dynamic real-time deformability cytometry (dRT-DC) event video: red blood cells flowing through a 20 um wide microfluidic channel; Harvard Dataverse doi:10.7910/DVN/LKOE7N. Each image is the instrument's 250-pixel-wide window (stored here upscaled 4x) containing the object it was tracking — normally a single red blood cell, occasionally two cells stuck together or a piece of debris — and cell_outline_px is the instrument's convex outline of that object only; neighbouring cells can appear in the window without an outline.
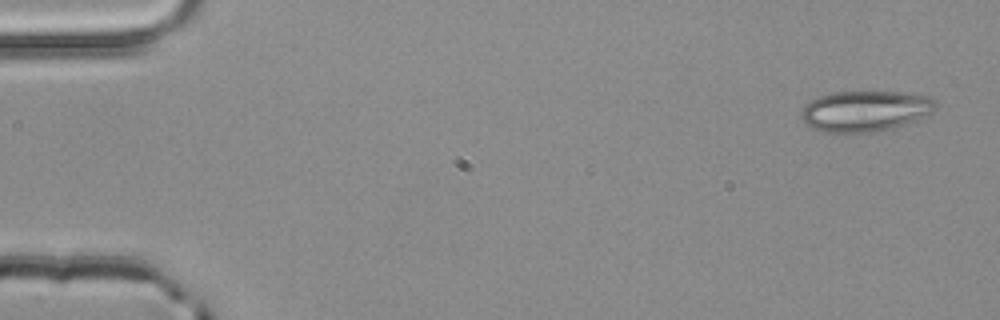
{"species": "common noctule bat (a hibernating species)", "species_latin": "Nyctalus noctula", "temperature_condition": "room temperature", "stored_images_in_passage": 3, "camera_frame_rate_fps": 3000, "um_per_image_px": 0.085, "animal": {"sex": "male", "body_mass_g": 20.4}, "frame": {"image": 1, "passage_image": 1, "time_ms": 0.0, "image_size_px": [1000, 320], "cell_outline_px": [[940, 104], [932, 112], [920, 120], [892, 128], [872, 132], [820, 132], [804, 124], [800, 116], [800, 112], [804, 104], [820, 96], [832, 92], [904, 92], [924, 96], [936, 100]], "centroid_in_image_um": [73.54, 9.44], "position_along_channel_um": 11.5, "area_um2": 32.31}}